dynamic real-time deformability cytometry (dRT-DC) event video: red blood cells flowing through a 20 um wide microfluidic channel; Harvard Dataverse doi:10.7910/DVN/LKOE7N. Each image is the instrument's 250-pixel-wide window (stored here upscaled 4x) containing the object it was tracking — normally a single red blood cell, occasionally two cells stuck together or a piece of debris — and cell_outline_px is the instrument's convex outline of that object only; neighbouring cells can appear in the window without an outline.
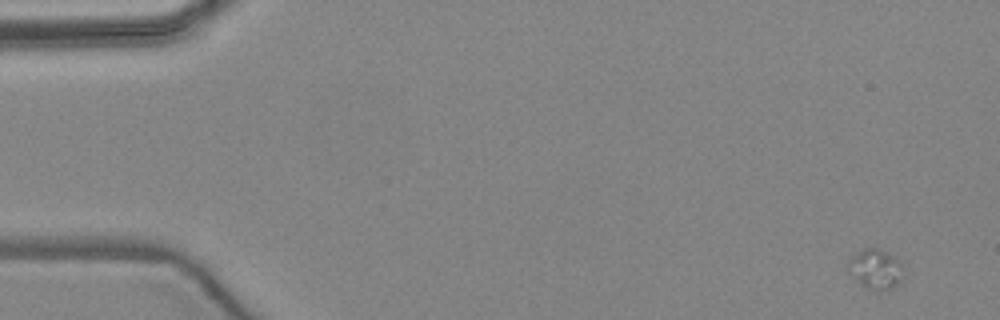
{"species": "common noctule bat (a hibernating species)", "species_latin": "Nyctalus noctula", "temperature_condition": "warm", "stored_images_in_passage": 4, "camera_frame_rate_fps": 3000, "um_per_image_px": 0.085, "animal": {"sex": "female", "body_mass_g": 24.6, "forearm_length_mm": 56.2}, "frame": {"image": 1, "passage_image": 1, "time_ms": 0.0, "image_size_px": [1000, 320], "cell_outline_px": [[900, 280], [896, 284], [888, 288], [868, 288], [860, 284], [848, 272], [844, 264], [856, 252], [864, 248], [880, 248], [888, 252], [900, 260]], "centroid_in_image_um": [74.32, 22.8], "position_along_channel_um": 10.7, "area_um2": 12.54}}